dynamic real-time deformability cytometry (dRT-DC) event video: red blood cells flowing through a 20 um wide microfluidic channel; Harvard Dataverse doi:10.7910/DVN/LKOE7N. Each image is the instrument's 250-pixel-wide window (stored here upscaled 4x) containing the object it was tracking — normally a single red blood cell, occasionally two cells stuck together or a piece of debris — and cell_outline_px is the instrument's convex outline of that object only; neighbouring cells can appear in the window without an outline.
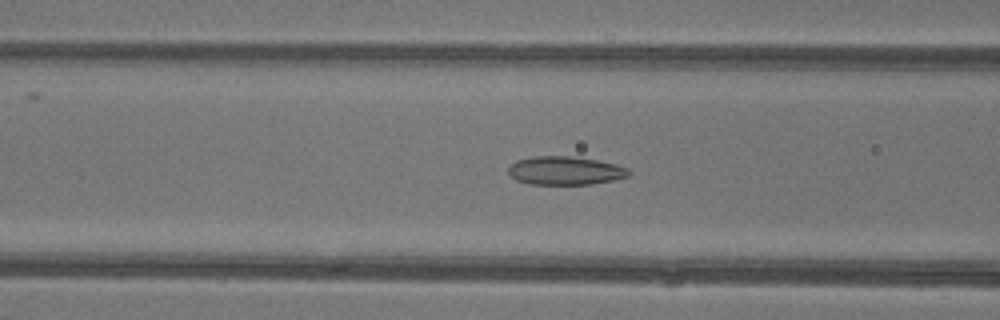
{"species": "common noctule bat (a hibernating species)", "species_latin": "Nyctalus noctula", "temperature_condition": "warm", "stored_images_in_passage": 48, "camera_frame_rate_fps": 3000, "um_per_image_px": 0.085, "animal": {"sex": "female"}, "frame": {"image": 1, "passage_image": 20, "time_ms": 6.333, "image_size_px": [1000, 320], "cell_outline_px": [[632, 172], [628, 176], [612, 180], [592, 184], [528, 184], [516, 180], [508, 172], [508, 168], [516, 160], [536, 156], [568, 156], [596, 160], [616, 164], [628, 168]], "centroid_in_image_um": [48.04, 14.5], "position_along_channel_um": 118.6, "area_um2": 19.88}}
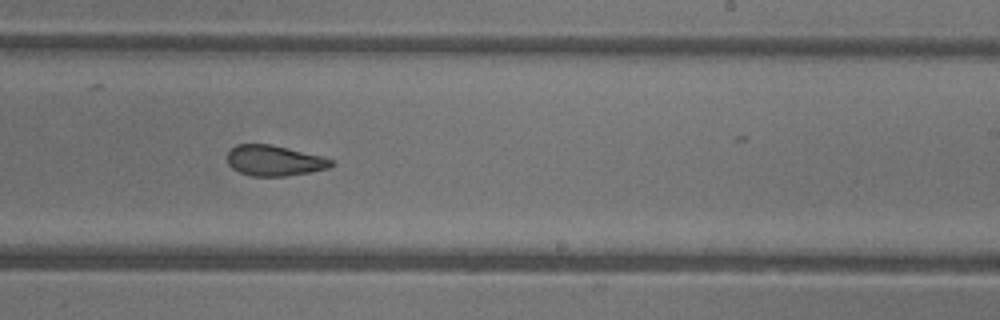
{"frame": {"image": 2, "passage_image": 30, "time_ms": 9.667, "image_size_px": [1000, 320], "cell_outline_px": [[336, 164], [328, 168], [312, 172], [288, 176], [252, 176], [240, 172], [232, 168], [228, 164], [228, 152], [236, 144], [272, 144], [320, 156], [332, 160]], "centroid_in_image_um": [23.32, 13.66], "position_along_channel_um": 265.7, "area_um2": 18.5}}
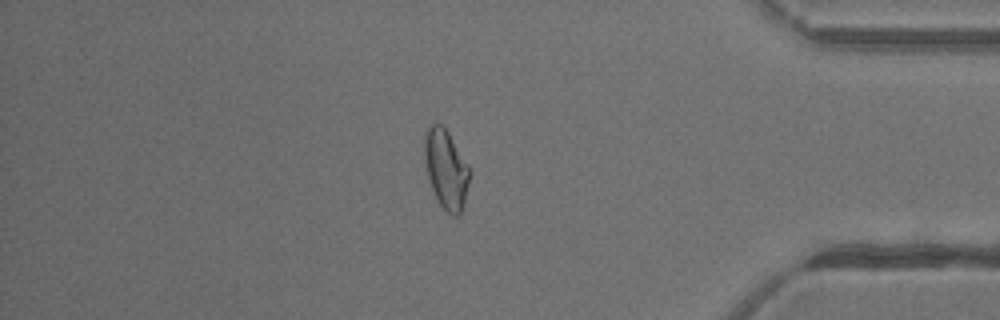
{"frame": {"image": 3, "passage_image": 41, "time_ms": 13.333, "image_size_px": [1000, 320], "cell_outline_px": [[472, 172], [464, 200], [460, 212], [456, 216], [452, 216], [440, 204], [432, 188], [428, 176], [424, 156], [424, 140], [428, 124], [440, 124], [448, 132], [468, 164]], "centroid_in_image_um": [37.92, 14.34], "position_along_channel_um": 397.3, "area_um2": 20.52}, "authors_computed_cell_mechanics": {"area_um2": 21.1259, "velocity_mm_per_s": 4.4241, "shape_relaxation_time_tau1_ms": 6.126, "shape_relaxation_time_tau2_ms": 2.4405, "deformation_change_tau1": 0.1635, "deformation_change_tau2": 0.0843}}